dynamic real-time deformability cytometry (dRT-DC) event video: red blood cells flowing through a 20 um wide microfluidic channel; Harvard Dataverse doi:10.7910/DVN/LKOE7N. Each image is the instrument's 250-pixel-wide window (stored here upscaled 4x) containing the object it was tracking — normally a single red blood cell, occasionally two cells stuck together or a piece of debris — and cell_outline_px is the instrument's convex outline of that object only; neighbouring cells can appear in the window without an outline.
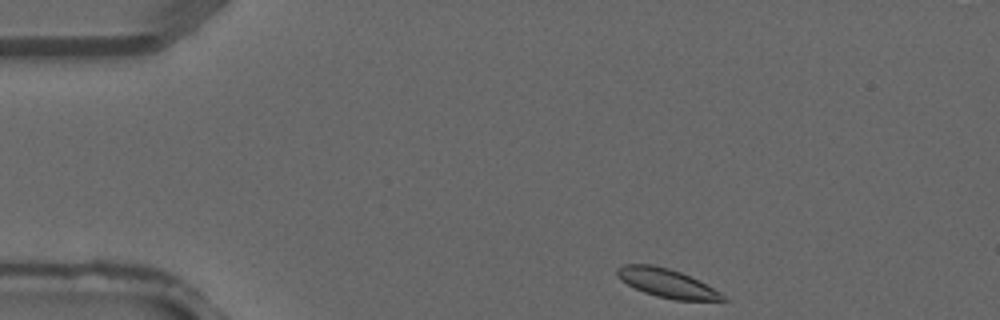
{"species": "common noctule bat (a hibernating species)", "species_latin": "Nyctalus noctula", "temperature_condition": "warm", "stored_images_in_passage": 2, "camera_frame_rate_fps": 3000, "um_per_image_px": 0.085, "animal": {"sex": "male", "forearm_length_mm": 52.5}, "frame": {"image": 1, "passage_image": 1, "time_ms": 0.0, "image_size_px": [1000, 320], "cell_outline_px": [[728, 300], [676, 300], [656, 296], [644, 292], [620, 280], [616, 276], [616, 268], [624, 264], [652, 264], [668, 268], [680, 272], [720, 292]], "centroid_in_image_um": [56.61, 24.05], "position_along_channel_um": 28.4, "area_um2": 17.34}}